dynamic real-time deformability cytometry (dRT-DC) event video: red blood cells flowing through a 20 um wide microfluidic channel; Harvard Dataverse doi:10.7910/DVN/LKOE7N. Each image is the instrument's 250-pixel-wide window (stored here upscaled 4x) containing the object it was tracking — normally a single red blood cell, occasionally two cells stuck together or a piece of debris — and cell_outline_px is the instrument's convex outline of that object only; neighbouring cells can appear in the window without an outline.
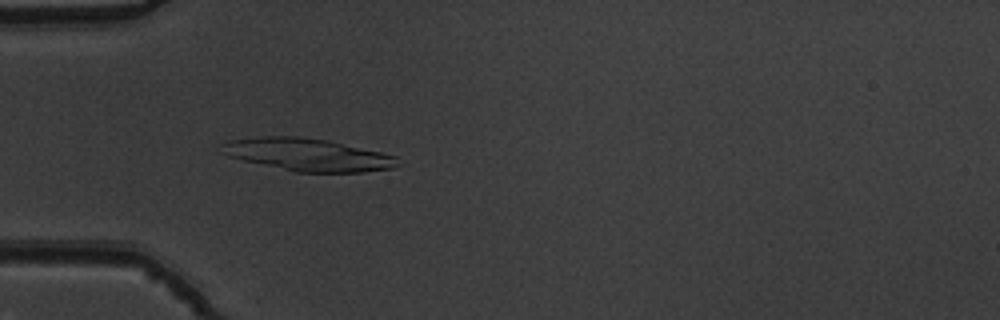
{"species": "common noctule bat (a hibernating species)", "species_latin": "Nyctalus noctula", "temperature_condition": "warm", "stored_images_in_passage": 52, "camera_frame_rate_fps": 3000, "um_per_image_px": 0.085, "animal": {"sex": "male", "body_mass_g": 19.5, "forearm_length_mm": 54.6}, "frame": {"image": 1, "passage_image": 16, "time_ms": 5.0, "image_size_px": [1000, 320], "cell_outline_px": [[396, 164], [392, 168], [364, 172], [296, 172], [244, 160], [228, 156], [224, 152], [220, 144], [228, 140], [260, 136], [300, 136], [328, 140], [380, 152], [396, 156]], "centroid_in_image_um": [26.12, 13.13], "position_along_channel_um": 58.9, "area_um2": 33.06}}
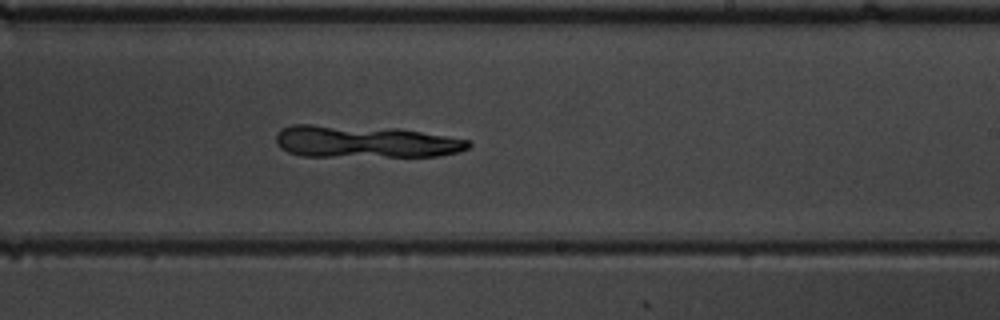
{"frame": {"image": 2, "passage_image": 32, "time_ms": 10.333, "image_size_px": [1000, 320], "cell_outline_px": [[472, 144], [468, 148], [460, 152], [440, 156], [300, 156], [288, 152], [280, 148], [276, 144], [276, 136], [280, 128], [292, 124], [312, 124], [400, 128], [468, 140]], "centroid_in_image_um": [30.99, 12.03], "position_along_channel_um": 258.0, "area_um2": 36.47}}
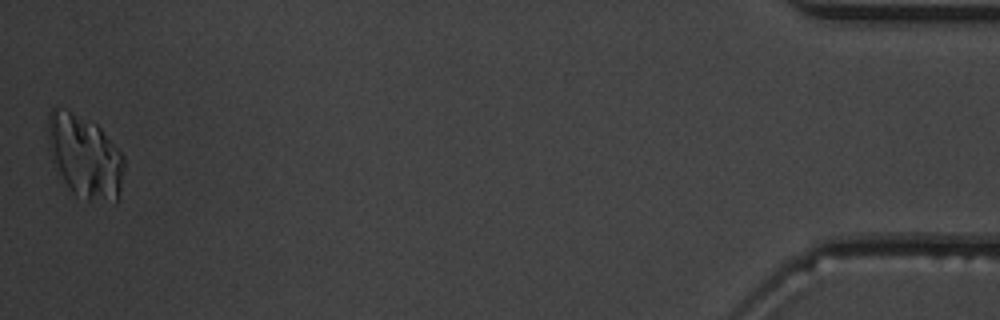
{"frame": {"image": 3, "passage_image": 52, "time_ms": 17.0, "image_size_px": [1000, 320], "cell_outline_px": [[124, 164], [120, 196], [116, 204], [88, 200], [76, 196], [68, 188], [52, 164], [48, 148], [48, 112], [56, 104], [96, 124], [100, 128], [124, 156]], "centroid_in_image_um": [7.19, 13.33], "position_along_channel_um": 428.0, "area_um2": 37.51}}